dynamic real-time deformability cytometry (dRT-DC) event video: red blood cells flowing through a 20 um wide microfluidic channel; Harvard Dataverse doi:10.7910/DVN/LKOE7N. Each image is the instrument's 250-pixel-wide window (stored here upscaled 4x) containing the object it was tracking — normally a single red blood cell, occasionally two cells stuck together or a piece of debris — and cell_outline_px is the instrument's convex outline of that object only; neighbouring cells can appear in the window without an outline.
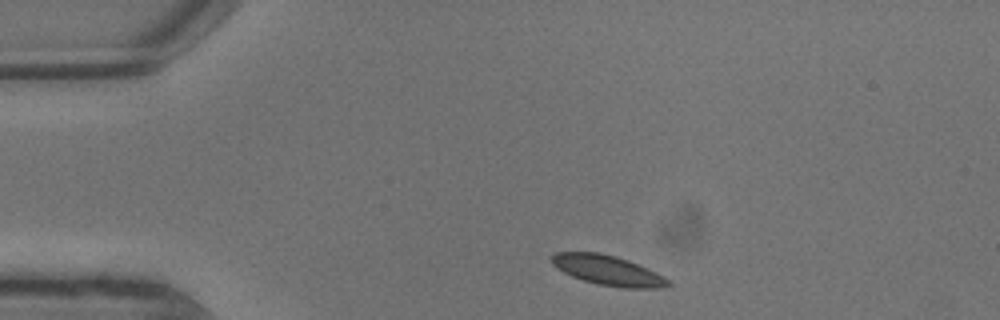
{"species": "common noctule bat (a hibernating species)", "species_latin": "Nyctalus noctula", "temperature_condition": "warm", "stored_images_in_passage": 4, "camera_frame_rate_fps": 3000, "um_per_image_px": 0.085, "animal": {"sex": "male", "body_mass_g": 13.3}, "frame": {"image": 1, "passage_image": 1, "time_ms": 0.0, "image_size_px": [1000, 320], "cell_outline_px": [[672, 284], [660, 288], [624, 288], [600, 284], [584, 280], [572, 276], [564, 272], [552, 264], [548, 256], [556, 252], [600, 252], [616, 256], [628, 260], [664, 276]], "centroid_in_image_um": [51.64, 22.96], "position_along_channel_um": 33.4, "area_um2": 20.17}}
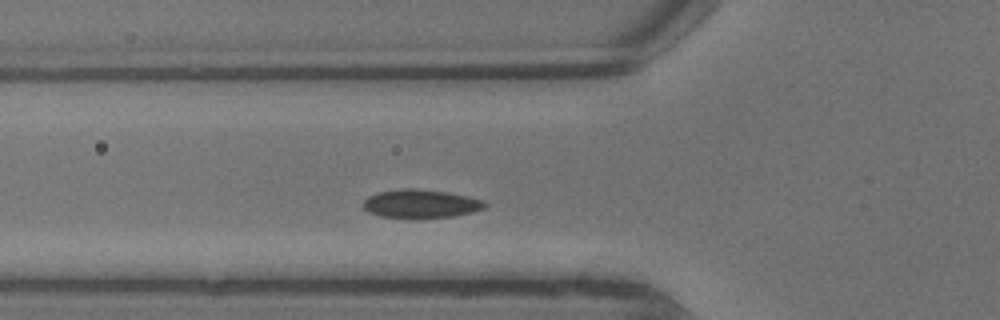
{"frame": {"image": 2, "passage_image": 4, "time_ms": 1.0, "image_size_px": [1000, 320], "cell_outline_px": [[488, 204], [484, 208], [472, 212], [452, 216], [384, 216], [368, 212], [364, 208], [364, 200], [368, 196], [380, 192], [400, 188], [416, 188], [448, 192], [484, 200]], "centroid_in_image_um": [35.79, 17.27], "position_along_channel_um": 90.0, "area_um2": 19.54}}